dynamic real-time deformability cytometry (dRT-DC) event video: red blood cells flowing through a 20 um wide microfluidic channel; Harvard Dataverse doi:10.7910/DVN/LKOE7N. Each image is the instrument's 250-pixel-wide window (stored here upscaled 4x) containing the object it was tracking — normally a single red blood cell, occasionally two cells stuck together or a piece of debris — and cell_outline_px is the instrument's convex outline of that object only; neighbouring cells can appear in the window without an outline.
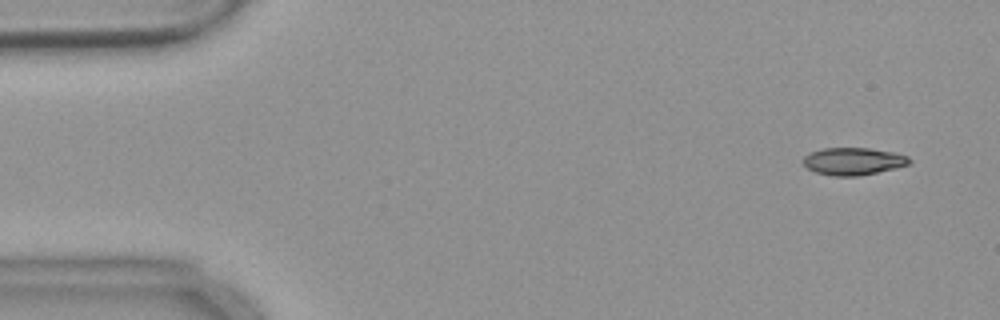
{"species": "common noctule bat (a hibernating species)", "species_latin": "Nyctalus noctula", "temperature_condition": "warm", "stored_images_in_passage": 42, "camera_frame_rate_fps": 3000, "um_per_image_px": 0.085, "animal": {"sex": "female", "body_mass_g": 18.4}, "frame": {"image": 1, "passage_image": 4, "time_ms": 1.0, "image_size_px": [1000, 320], "cell_outline_px": [[912, 164], [896, 168], [860, 176], [832, 176], [816, 172], [808, 168], [804, 164], [804, 156], [808, 152], [824, 148], [868, 148], [892, 152], [908, 156], [912, 160]], "centroid_in_image_um": [72.55, 13.71], "position_along_channel_um": 12.4, "area_um2": 17.05}}
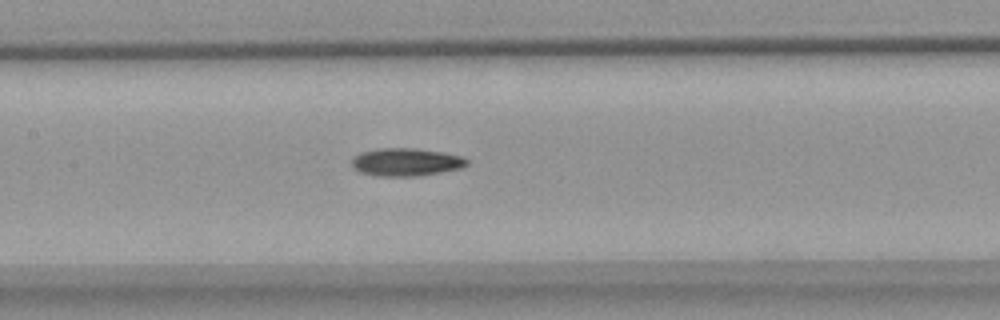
{"frame": {"image": 2, "passage_image": 26, "time_ms": 8.333, "image_size_px": [1000, 320], "cell_outline_px": [[468, 164], [464, 168], [420, 176], [376, 176], [360, 172], [352, 168], [352, 160], [360, 152], [380, 148], [416, 148], [444, 152], [460, 156], [468, 160]], "centroid_in_image_um": [34.53, 13.78], "position_along_channel_um": 172.9, "area_um2": 18.9}}
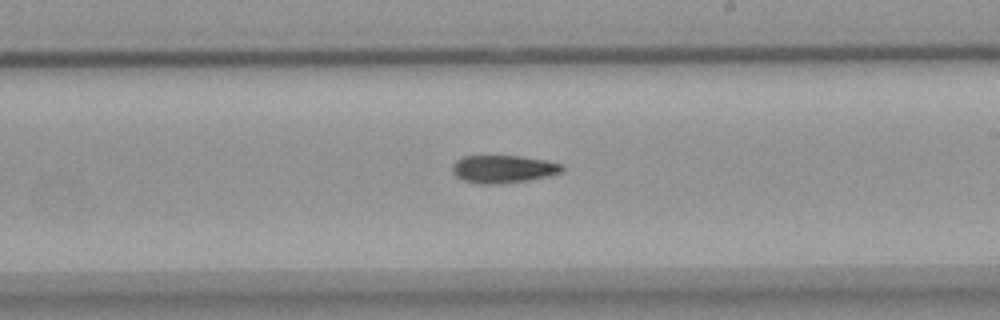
{"frame": {"image": 3, "passage_image": 32, "time_ms": 10.333, "image_size_px": [1000, 320], "cell_outline_px": [[564, 172], [548, 176], [528, 180], [500, 184], [480, 184], [464, 180], [456, 176], [452, 172], [452, 164], [460, 156], [520, 156], [548, 160], [564, 164]], "centroid_in_image_um": [42.8, 14.36], "position_along_channel_um": 246.2, "area_um2": 18.03}}